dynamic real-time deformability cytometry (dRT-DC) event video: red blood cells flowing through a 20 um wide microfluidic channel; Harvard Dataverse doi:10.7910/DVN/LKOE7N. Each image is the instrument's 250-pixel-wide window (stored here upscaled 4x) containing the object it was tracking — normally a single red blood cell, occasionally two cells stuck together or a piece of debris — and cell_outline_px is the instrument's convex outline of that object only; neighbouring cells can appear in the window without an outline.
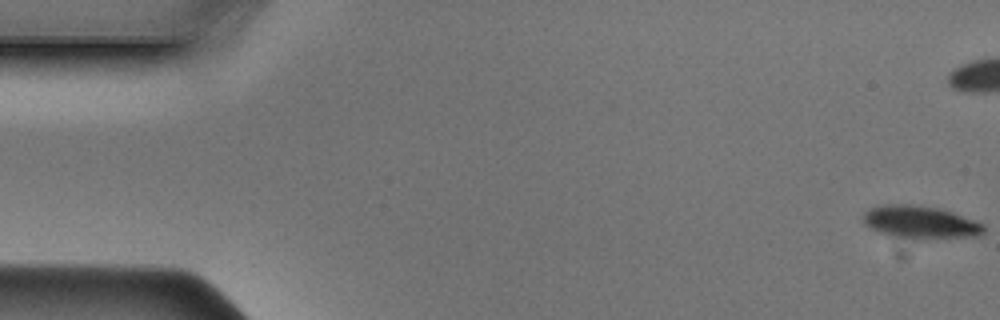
{"species": "Egyptian fruit bat (a non-hibernating species)", "species_latin": "Rousettus aegyptiacus", "temperature_condition": "cold", "stored_images_in_passage": 49, "camera_frame_rate_fps": 3000, "um_per_image_px": 0.085, "animal": {"sex": "male"}, "frame": {"image": 1, "passage_image": 1, "time_ms": 0.0, "image_size_px": [1000, 320], "cell_outline_px": [[984, 232], [980, 236], [920, 240], [892, 236], [880, 232], [864, 224], [864, 212], [880, 204], [908, 204], [940, 208], [952, 212], [984, 224]], "centroid_in_image_um": [78.26, 18.9], "position_along_channel_um": 6.7, "area_um2": 23.18}}
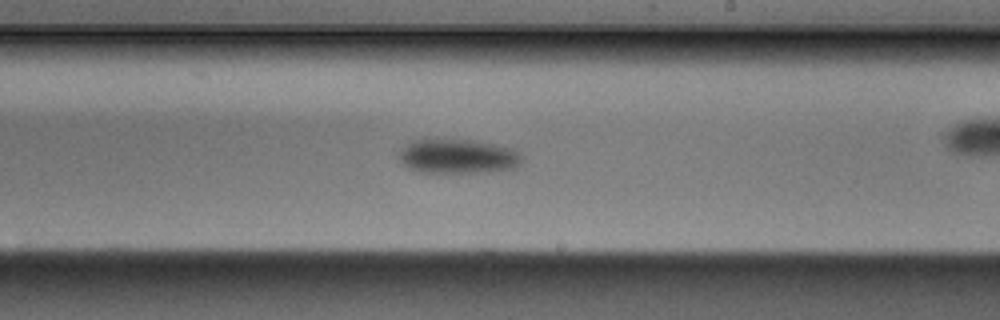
{"frame": {"image": 2, "passage_image": 28, "time_ms": 9.0, "image_size_px": [1000, 320], "cell_outline_px": [[520, 160], [512, 168], [488, 172], [420, 172], [408, 168], [400, 160], [400, 152], [408, 144], [416, 140], [468, 140], [492, 144], [512, 148], [520, 156]], "centroid_in_image_um": [38.89, 13.3], "position_along_channel_um": 250.1, "area_um2": 23.81}}
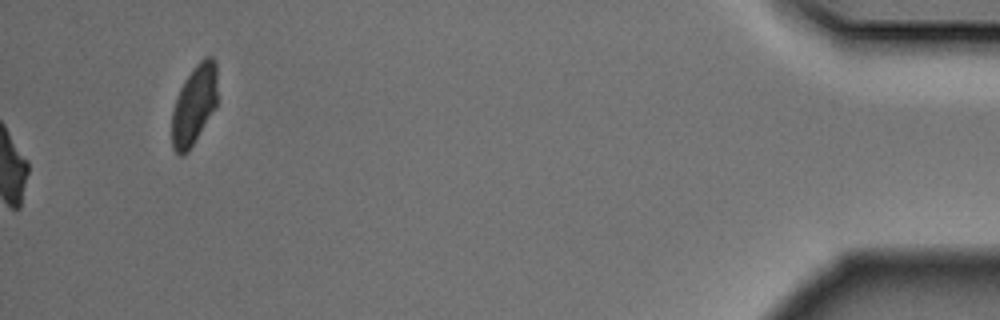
{"frame": {"image": 3, "passage_image": 49, "time_ms": 16.0, "image_size_px": [1000, 320], "cell_outline_px": [[216, 108], [188, 152], [184, 156], [180, 156], [172, 148], [172, 112], [180, 88], [184, 80], [196, 64], [204, 56], [212, 56], [216, 64]], "centroid_in_image_um": [16.5, 8.93], "position_along_channel_um": 418.7, "area_um2": 21.15}}